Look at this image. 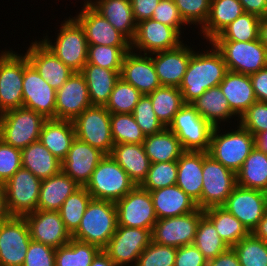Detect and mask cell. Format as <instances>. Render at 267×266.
I'll return each mask as SVG.
<instances>
[{"mask_svg": "<svg viewBox=\"0 0 267 266\" xmlns=\"http://www.w3.org/2000/svg\"><path fill=\"white\" fill-rule=\"evenodd\" d=\"M205 48L194 52L190 57L186 73L179 90L185 104H191L211 87L219 86L228 72L221 52L212 42H206ZM211 46V47H210ZM211 48V49H210ZM204 49V50H203Z\"/></svg>", "mask_w": 267, "mask_h": 266, "instance_id": "1", "label": "cell"}, {"mask_svg": "<svg viewBox=\"0 0 267 266\" xmlns=\"http://www.w3.org/2000/svg\"><path fill=\"white\" fill-rule=\"evenodd\" d=\"M225 127L213 128L207 153L214 160L237 173L255 147L254 136L239 123L235 124V127L232 125L228 129Z\"/></svg>", "mask_w": 267, "mask_h": 266, "instance_id": "2", "label": "cell"}, {"mask_svg": "<svg viewBox=\"0 0 267 266\" xmlns=\"http://www.w3.org/2000/svg\"><path fill=\"white\" fill-rule=\"evenodd\" d=\"M65 18L58 25L60 27L54 32L55 35L49 37L45 33L46 36L44 35L43 39L40 38L39 40L71 70L81 72L87 63V39L84 29L71 14Z\"/></svg>", "mask_w": 267, "mask_h": 266, "instance_id": "3", "label": "cell"}, {"mask_svg": "<svg viewBox=\"0 0 267 266\" xmlns=\"http://www.w3.org/2000/svg\"><path fill=\"white\" fill-rule=\"evenodd\" d=\"M117 228L114 202L91 199L72 238L104 249Z\"/></svg>", "mask_w": 267, "mask_h": 266, "instance_id": "4", "label": "cell"}, {"mask_svg": "<svg viewBox=\"0 0 267 266\" xmlns=\"http://www.w3.org/2000/svg\"><path fill=\"white\" fill-rule=\"evenodd\" d=\"M135 186L125 170L110 155H105L96 166L85 188L93 199L115 203Z\"/></svg>", "mask_w": 267, "mask_h": 266, "instance_id": "5", "label": "cell"}, {"mask_svg": "<svg viewBox=\"0 0 267 266\" xmlns=\"http://www.w3.org/2000/svg\"><path fill=\"white\" fill-rule=\"evenodd\" d=\"M46 120L40 113L23 106L9 110L0 119V139L15 148H26L39 140Z\"/></svg>", "mask_w": 267, "mask_h": 266, "instance_id": "6", "label": "cell"}, {"mask_svg": "<svg viewBox=\"0 0 267 266\" xmlns=\"http://www.w3.org/2000/svg\"><path fill=\"white\" fill-rule=\"evenodd\" d=\"M168 128L179 139L184 151L208 152L213 126L191 104H184Z\"/></svg>", "mask_w": 267, "mask_h": 266, "instance_id": "7", "label": "cell"}, {"mask_svg": "<svg viewBox=\"0 0 267 266\" xmlns=\"http://www.w3.org/2000/svg\"><path fill=\"white\" fill-rule=\"evenodd\" d=\"M211 42L221 52L228 71L251 75L267 66V48L260 39Z\"/></svg>", "mask_w": 267, "mask_h": 266, "instance_id": "8", "label": "cell"}, {"mask_svg": "<svg viewBox=\"0 0 267 266\" xmlns=\"http://www.w3.org/2000/svg\"><path fill=\"white\" fill-rule=\"evenodd\" d=\"M201 209L222 206L237 185L236 173L203 152Z\"/></svg>", "mask_w": 267, "mask_h": 266, "instance_id": "9", "label": "cell"}, {"mask_svg": "<svg viewBox=\"0 0 267 266\" xmlns=\"http://www.w3.org/2000/svg\"><path fill=\"white\" fill-rule=\"evenodd\" d=\"M76 138L109 155L114 146L110 112L105 106H91L74 121Z\"/></svg>", "mask_w": 267, "mask_h": 266, "instance_id": "10", "label": "cell"}, {"mask_svg": "<svg viewBox=\"0 0 267 266\" xmlns=\"http://www.w3.org/2000/svg\"><path fill=\"white\" fill-rule=\"evenodd\" d=\"M42 180L21 167L3 185L11 216H24L37 210Z\"/></svg>", "mask_w": 267, "mask_h": 266, "instance_id": "11", "label": "cell"}, {"mask_svg": "<svg viewBox=\"0 0 267 266\" xmlns=\"http://www.w3.org/2000/svg\"><path fill=\"white\" fill-rule=\"evenodd\" d=\"M151 241L149 229L117 226L103 250L116 266H135L140 254Z\"/></svg>", "mask_w": 267, "mask_h": 266, "instance_id": "12", "label": "cell"}, {"mask_svg": "<svg viewBox=\"0 0 267 266\" xmlns=\"http://www.w3.org/2000/svg\"><path fill=\"white\" fill-rule=\"evenodd\" d=\"M0 51V104L7 112L23 104V53Z\"/></svg>", "mask_w": 267, "mask_h": 266, "instance_id": "13", "label": "cell"}, {"mask_svg": "<svg viewBox=\"0 0 267 266\" xmlns=\"http://www.w3.org/2000/svg\"><path fill=\"white\" fill-rule=\"evenodd\" d=\"M117 226L137 227L152 231L157 217L150 192L135 186L123 198L115 202Z\"/></svg>", "mask_w": 267, "mask_h": 266, "instance_id": "14", "label": "cell"}, {"mask_svg": "<svg viewBox=\"0 0 267 266\" xmlns=\"http://www.w3.org/2000/svg\"><path fill=\"white\" fill-rule=\"evenodd\" d=\"M203 215V209L197 208L189 214L157 220L151 231L152 241L175 248L193 244Z\"/></svg>", "mask_w": 267, "mask_h": 266, "instance_id": "15", "label": "cell"}, {"mask_svg": "<svg viewBox=\"0 0 267 266\" xmlns=\"http://www.w3.org/2000/svg\"><path fill=\"white\" fill-rule=\"evenodd\" d=\"M31 240L24 216L0 222V266H22Z\"/></svg>", "mask_w": 267, "mask_h": 266, "instance_id": "16", "label": "cell"}, {"mask_svg": "<svg viewBox=\"0 0 267 266\" xmlns=\"http://www.w3.org/2000/svg\"><path fill=\"white\" fill-rule=\"evenodd\" d=\"M56 90L44 80L23 53V107L55 119Z\"/></svg>", "mask_w": 267, "mask_h": 266, "instance_id": "17", "label": "cell"}, {"mask_svg": "<svg viewBox=\"0 0 267 266\" xmlns=\"http://www.w3.org/2000/svg\"><path fill=\"white\" fill-rule=\"evenodd\" d=\"M222 207L251 233L267 212V192L236 185Z\"/></svg>", "mask_w": 267, "mask_h": 266, "instance_id": "18", "label": "cell"}, {"mask_svg": "<svg viewBox=\"0 0 267 266\" xmlns=\"http://www.w3.org/2000/svg\"><path fill=\"white\" fill-rule=\"evenodd\" d=\"M174 28L158 21L145 19L137 23L131 50L139 54H151L177 48L184 42Z\"/></svg>", "mask_w": 267, "mask_h": 266, "instance_id": "19", "label": "cell"}, {"mask_svg": "<svg viewBox=\"0 0 267 266\" xmlns=\"http://www.w3.org/2000/svg\"><path fill=\"white\" fill-rule=\"evenodd\" d=\"M31 239L54 249L64 246L72 239L59 211L36 210L24 215Z\"/></svg>", "mask_w": 267, "mask_h": 266, "instance_id": "20", "label": "cell"}, {"mask_svg": "<svg viewBox=\"0 0 267 266\" xmlns=\"http://www.w3.org/2000/svg\"><path fill=\"white\" fill-rule=\"evenodd\" d=\"M91 106L86 80L81 72H74L56 90L55 119L74 121Z\"/></svg>", "mask_w": 267, "mask_h": 266, "instance_id": "21", "label": "cell"}, {"mask_svg": "<svg viewBox=\"0 0 267 266\" xmlns=\"http://www.w3.org/2000/svg\"><path fill=\"white\" fill-rule=\"evenodd\" d=\"M105 155L100 149L75 138L66 158L62 161L61 171L70 176L80 187H85Z\"/></svg>", "mask_w": 267, "mask_h": 266, "instance_id": "22", "label": "cell"}, {"mask_svg": "<svg viewBox=\"0 0 267 266\" xmlns=\"http://www.w3.org/2000/svg\"><path fill=\"white\" fill-rule=\"evenodd\" d=\"M183 42L177 48L149 54L155 66L161 86L179 87L186 73L194 48Z\"/></svg>", "mask_w": 267, "mask_h": 266, "instance_id": "23", "label": "cell"}, {"mask_svg": "<svg viewBox=\"0 0 267 266\" xmlns=\"http://www.w3.org/2000/svg\"><path fill=\"white\" fill-rule=\"evenodd\" d=\"M33 40L26 47L25 54L28 61L52 88L58 90L74 71L66 66L40 40L34 38Z\"/></svg>", "mask_w": 267, "mask_h": 266, "instance_id": "24", "label": "cell"}, {"mask_svg": "<svg viewBox=\"0 0 267 266\" xmlns=\"http://www.w3.org/2000/svg\"><path fill=\"white\" fill-rule=\"evenodd\" d=\"M75 13L73 18L84 29L88 45L131 46V42L92 6Z\"/></svg>", "mask_w": 267, "mask_h": 266, "instance_id": "25", "label": "cell"}, {"mask_svg": "<svg viewBox=\"0 0 267 266\" xmlns=\"http://www.w3.org/2000/svg\"><path fill=\"white\" fill-rule=\"evenodd\" d=\"M120 78L134 86L143 95L161 86L152 57L149 54H139L132 50L124 57Z\"/></svg>", "mask_w": 267, "mask_h": 266, "instance_id": "26", "label": "cell"}, {"mask_svg": "<svg viewBox=\"0 0 267 266\" xmlns=\"http://www.w3.org/2000/svg\"><path fill=\"white\" fill-rule=\"evenodd\" d=\"M177 183L201 209V195L203 187V152L184 151L177 160Z\"/></svg>", "mask_w": 267, "mask_h": 266, "instance_id": "27", "label": "cell"}, {"mask_svg": "<svg viewBox=\"0 0 267 266\" xmlns=\"http://www.w3.org/2000/svg\"><path fill=\"white\" fill-rule=\"evenodd\" d=\"M149 192L158 220L189 214L198 208L196 202L176 184Z\"/></svg>", "mask_w": 267, "mask_h": 266, "instance_id": "28", "label": "cell"}, {"mask_svg": "<svg viewBox=\"0 0 267 266\" xmlns=\"http://www.w3.org/2000/svg\"><path fill=\"white\" fill-rule=\"evenodd\" d=\"M191 105L198 111L199 115L206 119L213 127L225 126V124H227L228 126L226 128H228L232 122L234 123L233 125L239 122V118H236L237 116L231 111L228 100L223 95L219 86L211 87L206 90L199 98L193 101ZM233 118L234 121H232Z\"/></svg>", "mask_w": 267, "mask_h": 266, "instance_id": "29", "label": "cell"}, {"mask_svg": "<svg viewBox=\"0 0 267 266\" xmlns=\"http://www.w3.org/2000/svg\"><path fill=\"white\" fill-rule=\"evenodd\" d=\"M219 87L237 118L257 101L249 75L228 71Z\"/></svg>", "mask_w": 267, "mask_h": 266, "instance_id": "30", "label": "cell"}, {"mask_svg": "<svg viewBox=\"0 0 267 266\" xmlns=\"http://www.w3.org/2000/svg\"><path fill=\"white\" fill-rule=\"evenodd\" d=\"M109 155L125 170L136 186L142 184L151 164L143 144H114Z\"/></svg>", "mask_w": 267, "mask_h": 266, "instance_id": "31", "label": "cell"}, {"mask_svg": "<svg viewBox=\"0 0 267 266\" xmlns=\"http://www.w3.org/2000/svg\"><path fill=\"white\" fill-rule=\"evenodd\" d=\"M76 138L73 121L47 119L40 132V142L61 162Z\"/></svg>", "mask_w": 267, "mask_h": 266, "instance_id": "32", "label": "cell"}, {"mask_svg": "<svg viewBox=\"0 0 267 266\" xmlns=\"http://www.w3.org/2000/svg\"><path fill=\"white\" fill-rule=\"evenodd\" d=\"M243 12L239 0H211L207 21L197 32L199 37L211 42Z\"/></svg>", "mask_w": 267, "mask_h": 266, "instance_id": "33", "label": "cell"}, {"mask_svg": "<svg viewBox=\"0 0 267 266\" xmlns=\"http://www.w3.org/2000/svg\"><path fill=\"white\" fill-rule=\"evenodd\" d=\"M80 186L62 171L42 180L37 210L59 211L63 202Z\"/></svg>", "mask_w": 267, "mask_h": 266, "instance_id": "34", "label": "cell"}, {"mask_svg": "<svg viewBox=\"0 0 267 266\" xmlns=\"http://www.w3.org/2000/svg\"><path fill=\"white\" fill-rule=\"evenodd\" d=\"M92 7L130 42L134 39L137 22L130 0H94Z\"/></svg>", "mask_w": 267, "mask_h": 266, "instance_id": "35", "label": "cell"}, {"mask_svg": "<svg viewBox=\"0 0 267 266\" xmlns=\"http://www.w3.org/2000/svg\"><path fill=\"white\" fill-rule=\"evenodd\" d=\"M121 70H109L86 63L81 73L85 77L92 106H105Z\"/></svg>", "mask_w": 267, "mask_h": 266, "instance_id": "36", "label": "cell"}, {"mask_svg": "<svg viewBox=\"0 0 267 266\" xmlns=\"http://www.w3.org/2000/svg\"><path fill=\"white\" fill-rule=\"evenodd\" d=\"M22 167L31 171L40 180L61 172L62 162L40 140L21 149Z\"/></svg>", "mask_w": 267, "mask_h": 266, "instance_id": "37", "label": "cell"}, {"mask_svg": "<svg viewBox=\"0 0 267 266\" xmlns=\"http://www.w3.org/2000/svg\"><path fill=\"white\" fill-rule=\"evenodd\" d=\"M142 144L151 163L177 161L184 152L179 139L169 128L147 135Z\"/></svg>", "mask_w": 267, "mask_h": 266, "instance_id": "38", "label": "cell"}, {"mask_svg": "<svg viewBox=\"0 0 267 266\" xmlns=\"http://www.w3.org/2000/svg\"><path fill=\"white\" fill-rule=\"evenodd\" d=\"M203 213L229 247H233L249 234L243 224L222 206L206 208Z\"/></svg>", "mask_w": 267, "mask_h": 266, "instance_id": "39", "label": "cell"}, {"mask_svg": "<svg viewBox=\"0 0 267 266\" xmlns=\"http://www.w3.org/2000/svg\"><path fill=\"white\" fill-rule=\"evenodd\" d=\"M236 177L239 186L267 192V154L254 147Z\"/></svg>", "mask_w": 267, "mask_h": 266, "instance_id": "40", "label": "cell"}, {"mask_svg": "<svg viewBox=\"0 0 267 266\" xmlns=\"http://www.w3.org/2000/svg\"><path fill=\"white\" fill-rule=\"evenodd\" d=\"M158 120L165 128L172 123L175 114L185 104L179 87L160 86L147 94Z\"/></svg>", "mask_w": 267, "mask_h": 266, "instance_id": "41", "label": "cell"}, {"mask_svg": "<svg viewBox=\"0 0 267 266\" xmlns=\"http://www.w3.org/2000/svg\"><path fill=\"white\" fill-rule=\"evenodd\" d=\"M101 249L93 244L71 239L55 250L56 266H90Z\"/></svg>", "mask_w": 267, "mask_h": 266, "instance_id": "42", "label": "cell"}, {"mask_svg": "<svg viewBox=\"0 0 267 266\" xmlns=\"http://www.w3.org/2000/svg\"><path fill=\"white\" fill-rule=\"evenodd\" d=\"M193 244L207 261L216 258L219 254L230 248L217 233L213 223L205 215L199 220Z\"/></svg>", "mask_w": 267, "mask_h": 266, "instance_id": "43", "label": "cell"}, {"mask_svg": "<svg viewBox=\"0 0 267 266\" xmlns=\"http://www.w3.org/2000/svg\"><path fill=\"white\" fill-rule=\"evenodd\" d=\"M260 20L256 15L243 12L212 41H253L259 39Z\"/></svg>", "mask_w": 267, "mask_h": 266, "instance_id": "44", "label": "cell"}, {"mask_svg": "<svg viewBox=\"0 0 267 266\" xmlns=\"http://www.w3.org/2000/svg\"><path fill=\"white\" fill-rule=\"evenodd\" d=\"M92 199L85 187H80L63 202L59 213L66 229L72 235L80 225L86 208Z\"/></svg>", "mask_w": 267, "mask_h": 266, "instance_id": "45", "label": "cell"}, {"mask_svg": "<svg viewBox=\"0 0 267 266\" xmlns=\"http://www.w3.org/2000/svg\"><path fill=\"white\" fill-rule=\"evenodd\" d=\"M111 135L114 144H142L145 134L136 123L133 114L110 113Z\"/></svg>", "mask_w": 267, "mask_h": 266, "instance_id": "46", "label": "cell"}, {"mask_svg": "<svg viewBox=\"0 0 267 266\" xmlns=\"http://www.w3.org/2000/svg\"><path fill=\"white\" fill-rule=\"evenodd\" d=\"M142 95L134 86L119 78L105 107L110 113L131 114Z\"/></svg>", "mask_w": 267, "mask_h": 266, "instance_id": "47", "label": "cell"}, {"mask_svg": "<svg viewBox=\"0 0 267 266\" xmlns=\"http://www.w3.org/2000/svg\"><path fill=\"white\" fill-rule=\"evenodd\" d=\"M241 266H267V243L249 233L232 247Z\"/></svg>", "mask_w": 267, "mask_h": 266, "instance_id": "48", "label": "cell"}, {"mask_svg": "<svg viewBox=\"0 0 267 266\" xmlns=\"http://www.w3.org/2000/svg\"><path fill=\"white\" fill-rule=\"evenodd\" d=\"M131 46L88 45L87 63L109 70H121Z\"/></svg>", "mask_w": 267, "mask_h": 266, "instance_id": "49", "label": "cell"}, {"mask_svg": "<svg viewBox=\"0 0 267 266\" xmlns=\"http://www.w3.org/2000/svg\"><path fill=\"white\" fill-rule=\"evenodd\" d=\"M177 172V161L151 163L148 174L140 186L148 191H153L175 185Z\"/></svg>", "mask_w": 267, "mask_h": 266, "instance_id": "50", "label": "cell"}, {"mask_svg": "<svg viewBox=\"0 0 267 266\" xmlns=\"http://www.w3.org/2000/svg\"><path fill=\"white\" fill-rule=\"evenodd\" d=\"M176 6L183 21L200 29L207 21L211 0H176ZM199 25V26H198Z\"/></svg>", "mask_w": 267, "mask_h": 266, "instance_id": "51", "label": "cell"}, {"mask_svg": "<svg viewBox=\"0 0 267 266\" xmlns=\"http://www.w3.org/2000/svg\"><path fill=\"white\" fill-rule=\"evenodd\" d=\"M177 248L153 241L140 254L135 266H174Z\"/></svg>", "mask_w": 267, "mask_h": 266, "instance_id": "52", "label": "cell"}, {"mask_svg": "<svg viewBox=\"0 0 267 266\" xmlns=\"http://www.w3.org/2000/svg\"><path fill=\"white\" fill-rule=\"evenodd\" d=\"M132 114L145 136L158 133L165 128L158 120L147 94L140 97Z\"/></svg>", "mask_w": 267, "mask_h": 266, "instance_id": "53", "label": "cell"}, {"mask_svg": "<svg viewBox=\"0 0 267 266\" xmlns=\"http://www.w3.org/2000/svg\"><path fill=\"white\" fill-rule=\"evenodd\" d=\"M238 123L253 136L267 131V102H254L241 115Z\"/></svg>", "mask_w": 267, "mask_h": 266, "instance_id": "54", "label": "cell"}, {"mask_svg": "<svg viewBox=\"0 0 267 266\" xmlns=\"http://www.w3.org/2000/svg\"><path fill=\"white\" fill-rule=\"evenodd\" d=\"M21 167V149L0 139V184L8 181Z\"/></svg>", "mask_w": 267, "mask_h": 266, "instance_id": "55", "label": "cell"}, {"mask_svg": "<svg viewBox=\"0 0 267 266\" xmlns=\"http://www.w3.org/2000/svg\"><path fill=\"white\" fill-rule=\"evenodd\" d=\"M152 19L174 28L181 36L185 35L183 30L188 25L181 18L176 3L173 1L161 0L154 9Z\"/></svg>", "mask_w": 267, "mask_h": 266, "instance_id": "56", "label": "cell"}, {"mask_svg": "<svg viewBox=\"0 0 267 266\" xmlns=\"http://www.w3.org/2000/svg\"><path fill=\"white\" fill-rule=\"evenodd\" d=\"M54 248L31 240L22 266H56Z\"/></svg>", "mask_w": 267, "mask_h": 266, "instance_id": "57", "label": "cell"}, {"mask_svg": "<svg viewBox=\"0 0 267 266\" xmlns=\"http://www.w3.org/2000/svg\"><path fill=\"white\" fill-rule=\"evenodd\" d=\"M174 266H207V260L194 245L177 248Z\"/></svg>", "mask_w": 267, "mask_h": 266, "instance_id": "58", "label": "cell"}, {"mask_svg": "<svg viewBox=\"0 0 267 266\" xmlns=\"http://www.w3.org/2000/svg\"><path fill=\"white\" fill-rule=\"evenodd\" d=\"M135 21L152 18L154 9L161 0H130Z\"/></svg>", "mask_w": 267, "mask_h": 266, "instance_id": "59", "label": "cell"}, {"mask_svg": "<svg viewBox=\"0 0 267 266\" xmlns=\"http://www.w3.org/2000/svg\"><path fill=\"white\" fill-rule=\"evenodd\" d=\"M249 76L257 101L267 102V66Z\"/></svg>", "mask_w": 267, "mask_h": 266, "instance_id": "60", "label": "cell"}, {"mask_svg": "<svg viewBox=\"0 0 267 266\" xmlns=\"http://www.w3.org/2000/svg\"><path fill=\"white\" fill-rule=\"evenodd\" d=\"M207 266H241L238 256L234 249L230 247L225 252L219 254L216 258L209 259Z\"/></svg>", "mask_w": 267, "mask_h": 266, "instance_id": "61", "label": "cell"}, {"mask_svg": "<svg viewBox=\"0 0 267 266\" xmlns=\"http://www.w3.org/2000/svg\"><path fill=\"white\" fill-rule=\"evenodd\" d=\"M244 12L263 18L267 16L266 0H239Z\"/></svg>", "mask_w": 267, "mask_h": 266, "instance_id": "62", "label": "cell"}, {"mask_svg": "<svg viewBox=\"0 0 267 266\" xmlns=\"http://www.w3.org/2000/svg\"><path fill=\"white\" fill-rule=\"evenodd\" d=\"M251 233L267 243V212Z\"/></svg>", "mask_w": 267, "mask_h": 266, "instance_id": "63", "label": "cell"}, {"mask_svg": "<svg viewBox=\"0 0 267 266\" xmlns=\"http://www.w3.org/2000/svg\"><path fill=\"white\" fill-rule=\"evenodd\" d=\"M90 266H116L115 263L109 258L108 254L101 249L94 257Z\"/></svg>", "mask_w": 267, "mask_h": 266, "instance_id": "64", "label": "cell"}, {"mask_svg": "<svg viewBox=\"0 0 267 266\" xmlns=\"http://www.w3.org/2000/svg\"><path fill=\"white\" fill-rule=\"evenodd\" d=\"M11 215L6 205V192L3 184H0V222L8 219Z\"/></svg>", "mask_w": 267, "mask_h": 266, "instance_id": "65", "label": "cell"}, {"mask_svg": "<svg viewBox=\"0 0 267 266\" xmlns=\"http://www.w3.org/2000/svg\"><path fill=\"white\" fill-rule=\"evenodd\" d=\"M255 147L267 154V131L260 132L254 136Z\"/></svg>", "mask_w": 267, "mask_h": 266, "instance_id": "66", "label": "cell"}, {"mask_svg": "<svg viewBox=\"0 0 267 266\" xmlns=\"http://www.w3.org/2000/svg\"><path fill=\"white\" fill-rule=\"evenodd\" d=\"M259 39L267 48V16L261 18L259 25Z\"/></svg>", "mask_w": 267, "mask_h": 266, "instance_id": "67", "label": "cell"}, {"mask_svg": "<svg viewBox=\"0 0 267 266\" xmlns=\"http://www.w3.org/2000/svg\"><path fill=\"white\" fill-rule=\"evenodd\" d=\"M81 2H82V4L80 6L83 5L81 8H85V7H91L93 5L94 0H83Z\"/></svg>", "mask_w": 267, "mask_h": 266, "instance_id": "68", "label": "cell"}, {"mask_svg": "<svg viewBox=\"0 0 267 266\" xmlns=\"http://www.w3.org/2000/svg\"><path fill=\"white\" fill-rule=\"evenodd\" d=\"M4 114H5V111L2 109V106L0 104V119L3 117Z\"/></svg>", "mask_w": 267, "mask_h": 266, "instance_id": "69", "label": "cell"}]
</instances>
